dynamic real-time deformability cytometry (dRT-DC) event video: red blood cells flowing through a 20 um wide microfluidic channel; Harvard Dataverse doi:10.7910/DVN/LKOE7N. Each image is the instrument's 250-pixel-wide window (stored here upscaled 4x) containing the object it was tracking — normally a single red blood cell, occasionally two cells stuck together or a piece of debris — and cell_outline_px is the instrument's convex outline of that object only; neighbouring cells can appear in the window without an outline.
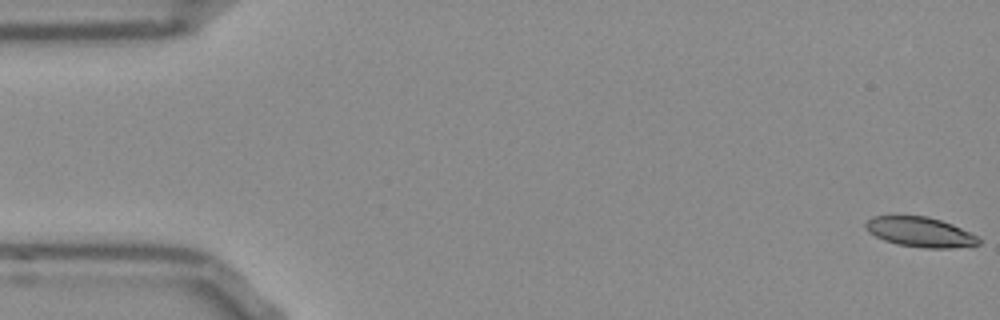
{"species": "Egyptian fruit bat (a non-hibernating species)", "species_latin": "Rousettus aegyptiacus", "temperature_condition": "room temperature", "stored_images_in_passage": 53, "camera_frame_rate_fps": 3000, "um_per_image_px": 0.085, "frame": {"image": 1, "passage_image": 1, "time_ms": 0.0, "image_size_px": [1000, 320], "cell_outline_px": [[980, 244], [972, 248], [924, 248], [896, 244], [884, 240], [868, 232], [864, 228], [864, 224], [872, 216], [928, 216], [952, 224], [976, 236], [980, 240]], "centroid_in_image_um": [78.23, 19.74], "position_along_channel_um": 6.8, "area_um2": 19.88}}
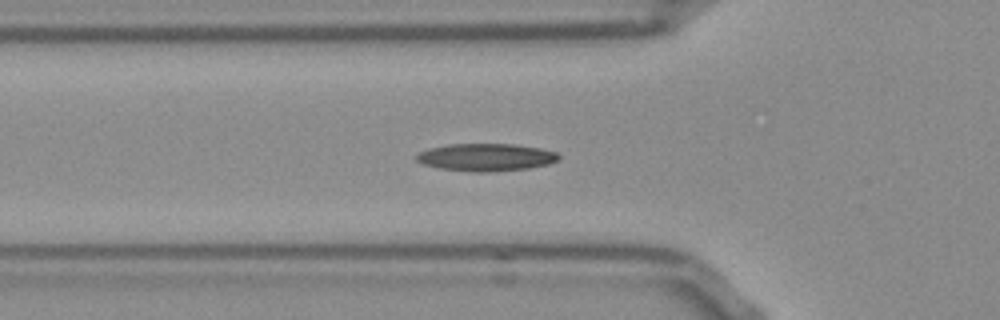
{"frame": {"image": 2, "passage_image": 18, "time_ms": 5.667, "image_size_px": [1000, 320], "cell_outline_px": [[560, 156], [556, 160], [548, 164], [528, 168], [492, 172], [472, 172], [440, 168], [424, 164], [416, 160], [416, 156], [420, 152], [428, 148], [452, 144], [512, 144], [540, 148], [556, 152]], "centroid_in_image_um": [41.3, 13.37], "position_along_channel_um": 84.5, "area_um2": 22.66}}
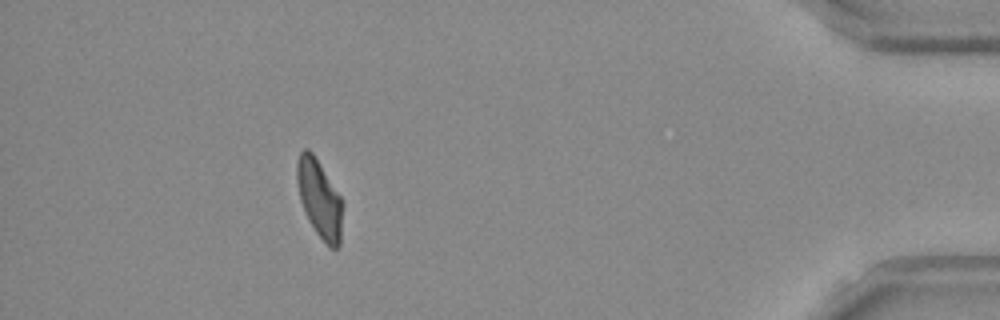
{"frame": {"image": 3, "passage_image": 48, "time_ms": 15.667, "image_size_px": [1000, 320], "cell_outline_px": [[344, 204], [340, 244], [336, 248], [328, 248], [316, 232], [300, 200], [296, 180], [296, 164], [300, 152], [304, 148], [308, 148], [312, 152], [340, 196]], "centroid_in_image_um": [27.17, 16.91], "position_along_channel_um": 408.0, "area_um2": 20.69}, "authors_computed_cell_mechanics": {"area_um2": 21.1548, "velocity_mm_per_s": 3.8207, "shape_relaxation_time_tau1_ms": 9.3293, "shape_relaxation_time_tau2_ms": 4.0838, "deformation_change_tau1": 0.2448, "deformation_change_tau2": 0.1076}}